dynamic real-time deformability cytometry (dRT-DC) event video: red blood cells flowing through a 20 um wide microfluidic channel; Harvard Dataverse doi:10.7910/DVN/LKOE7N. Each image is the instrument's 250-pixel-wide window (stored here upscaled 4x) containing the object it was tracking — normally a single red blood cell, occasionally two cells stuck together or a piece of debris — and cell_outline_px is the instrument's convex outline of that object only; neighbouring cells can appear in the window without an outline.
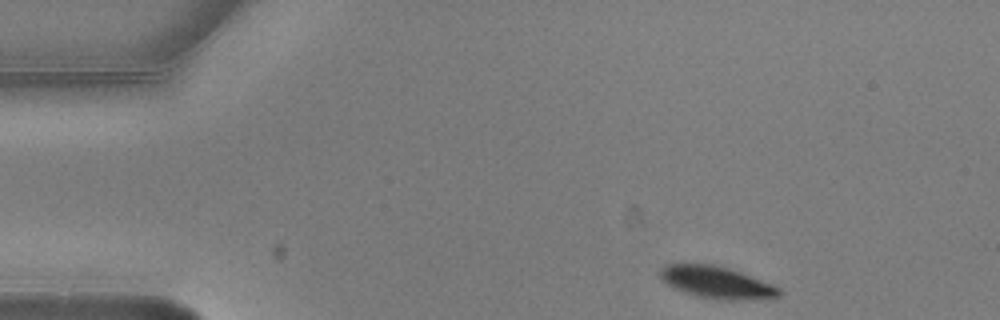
{"species": "common noctule bat (a hibernating species)", "species_latin": "Nyctalus noctula", "temperature_condition": "warm", "stored_images_in_passage": 3, "camera_frame_rate_fps": 3000, "um_per_image_px": 0.085, "animal": {"sex": "male", "body_mass_g": 20.5, "forearm_length_mm": 52.5}, "frame": {"image": 1, "passage_image": 1, "time_ms": 0.0, "image_size_px": [1000, 320], "cell_outline_px": [[784, 292], [780, 296], [736, 300], [720, 300], [696, 296], [684, 292], [668, 284], [660, 276], [660, 268], [668, 264], [712, 264], [728, 268], [740, 272], [772, 284], [780, 288]], "centroid_in_image_um": [60.93, 24.0], "position_along_channel_um": 24.1, "area_um2": 21.91}}
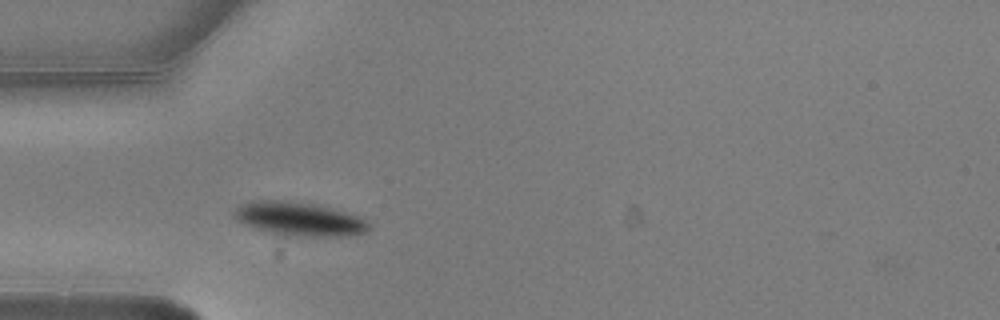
{"frame": {"image": 2, "passage_image": 3, "time_ms": 0.667, "image_size_px": [1000, 320], "cell_outline_px": [[372, 228], [368, 232], [352, 236], [284, 236], [268, 232], [256, 228], [236, 220], [232, 212], [240, 204], [256, 200], [288, 200], [316, 204], [364, 216], [372, 224]], "centroid_in_image_um": [25.54, 18.61], "position_along_channel_um": 59.5, "area_um2": 27.22}}